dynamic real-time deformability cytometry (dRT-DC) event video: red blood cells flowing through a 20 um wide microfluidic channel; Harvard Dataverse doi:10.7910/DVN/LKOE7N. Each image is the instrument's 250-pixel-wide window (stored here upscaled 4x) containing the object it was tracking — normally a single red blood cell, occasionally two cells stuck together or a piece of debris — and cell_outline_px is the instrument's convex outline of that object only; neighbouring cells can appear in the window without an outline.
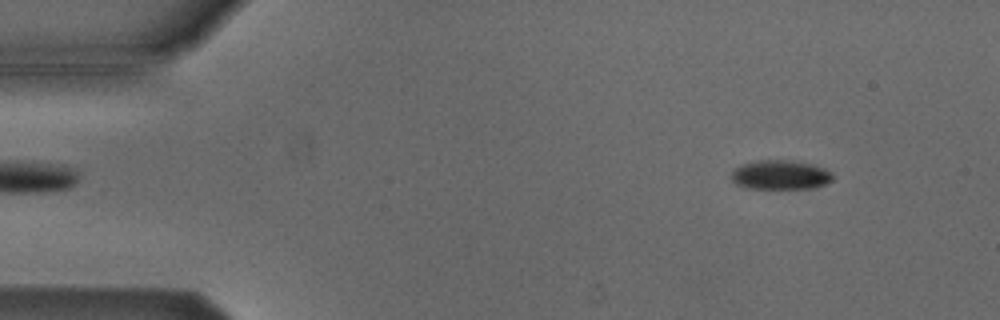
{"species": "Egyptian fruit bat (a non-hibernating species)", "species_latin": "Rousettus aegyptiacus", "temperature_condition": "cold", "stored_images_in_passage": 52, "camera_frame_rate_fps": 3000, "um_per_image_px": 0.085, "animal": {"sex": "male"}, "frame": {"image": 1, "passage_image": 5, "time_ms": 1.333, "image_size_px": [1000, 320], "cell_outline_px": [[832, 180], [816, 188], [748, 188], [736, 184], [732, 180], [732, 172], [740, 164], [756, 160], [788, 160], [812, 164], [824, 168], [832, 172]], "centroid_in_image_um": [66.33, 14.86], "position_along_channel_um": 18.7, "area_um2": 17.28}}
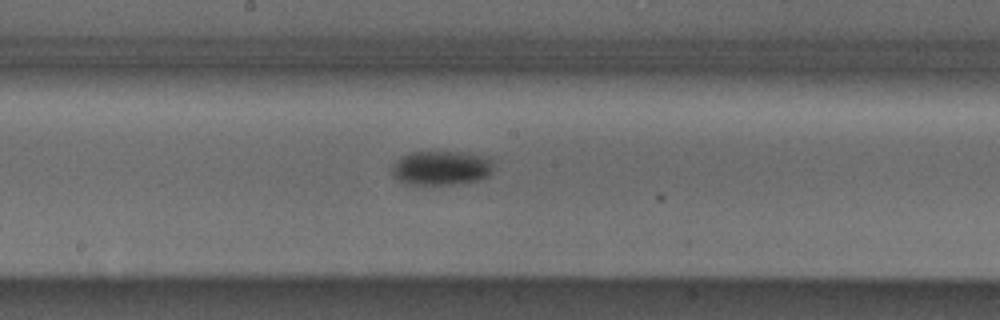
{"frame": {"image": 2, "passage_image": 27, "time_ms": 8.667, "image_size_px": [1000, 320], "cell_outline_px": [[492, 172], [484, 180], [464, 184], [404, 184], [396, 180], [392, 176], [392, 164], [400, 156], [412, 152], [460, 152], [488, 156], [492, 160]], "centroid_in_image_um": [37.52, 14.29], "position_along_channel_um": 210.7, "area_um2": 20.87}}
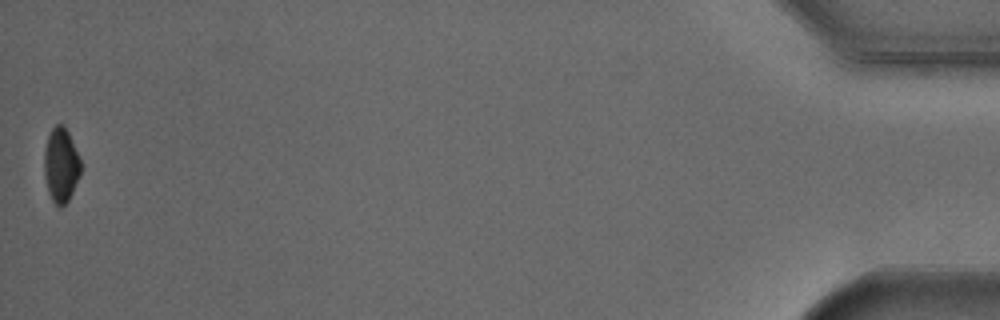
{"frame": {"image": 3, "passage_image": 52, "time_ms": 17.0, "image_size_px": [1000, 320], "cell_outline_px": [[80, 176], [68, 200], [60, 208], [52, 200], [48, 192], [44, 176], [44, 152], [48, 136], [52, 128], [56, 124], [64, 124], [68, 132], [80, 160]], "centroid_in_image_um": [5.16, 14.03], "position_along_channel_um": 430.0, "area_um2": 15.72}}